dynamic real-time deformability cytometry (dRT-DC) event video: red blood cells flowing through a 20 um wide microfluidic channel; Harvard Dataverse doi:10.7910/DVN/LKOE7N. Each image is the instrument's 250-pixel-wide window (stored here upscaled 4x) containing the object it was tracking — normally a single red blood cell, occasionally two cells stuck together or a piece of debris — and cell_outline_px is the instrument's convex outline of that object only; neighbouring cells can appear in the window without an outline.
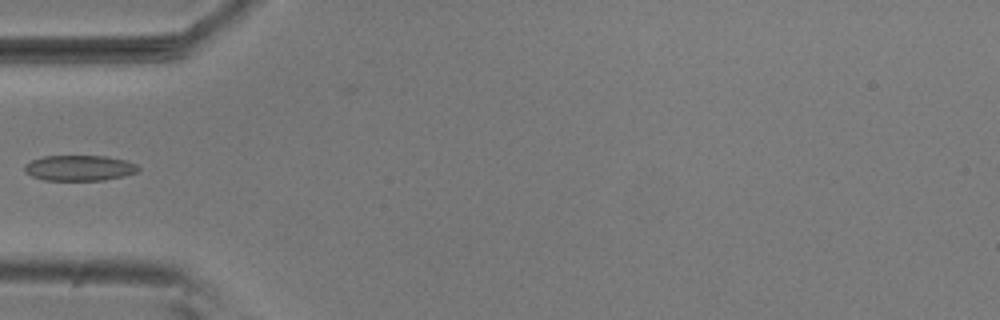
{"species": "common noctule bat (a hibernating species)", "species_latin": "Nyctalus noctula", "temperature_condition": "room temperature", "stored_images_in_passage": 5, "camera_frame_rate_fps": 3000, "um_per_image_px": 0.085, "animal": {"sex": "male", "body_mass_g": 20.5, "forearm_length_mm": 52.5}, "frame": {"image": 1, "passage_image": 4, "time_ms": 1.0, "image_size_px": [1000, 320], "cell_outline_px": [[140, 168], [136, 172], [124, 176], [104, 180], [44, 180], [32, 176], [24, 168], [24, 164], [32, 160], [44, 156], [108, 156], [124, 160], [136, 164]], "centroid_in_image_um": [6.76, 14.27], "position_along_channel_um": 78.2, "area_um2": 16.82}}
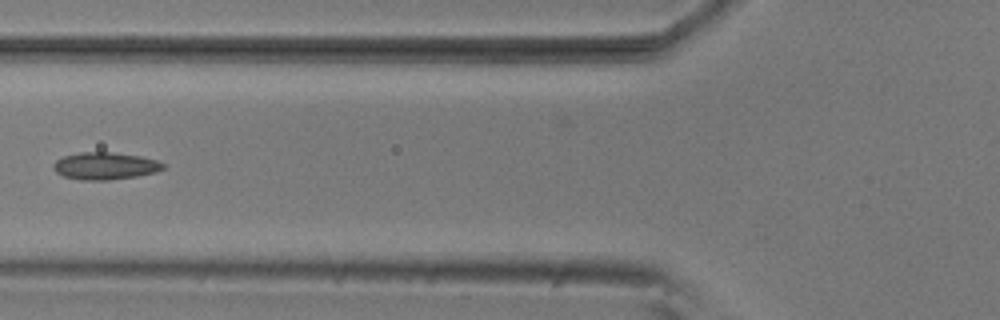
{"frame": {"image": 2, "passage_image": 5, "time_ms": 1.333, "image_size_px": [1000, 320], "cell_outline_px": [[164, 168], [156, 172], [136, 176], [108, 180], [80, 180], [64, 176], [56, 172], [52, 164], [56, 160], [64, 156], [80, 152], [112, 152], [140, 156], [156, 160], [164, 164]], "centroid_in_image_um": [8.92, 14.1], "position_along_channel_um": 116.9, "area_um2": 17.34}}